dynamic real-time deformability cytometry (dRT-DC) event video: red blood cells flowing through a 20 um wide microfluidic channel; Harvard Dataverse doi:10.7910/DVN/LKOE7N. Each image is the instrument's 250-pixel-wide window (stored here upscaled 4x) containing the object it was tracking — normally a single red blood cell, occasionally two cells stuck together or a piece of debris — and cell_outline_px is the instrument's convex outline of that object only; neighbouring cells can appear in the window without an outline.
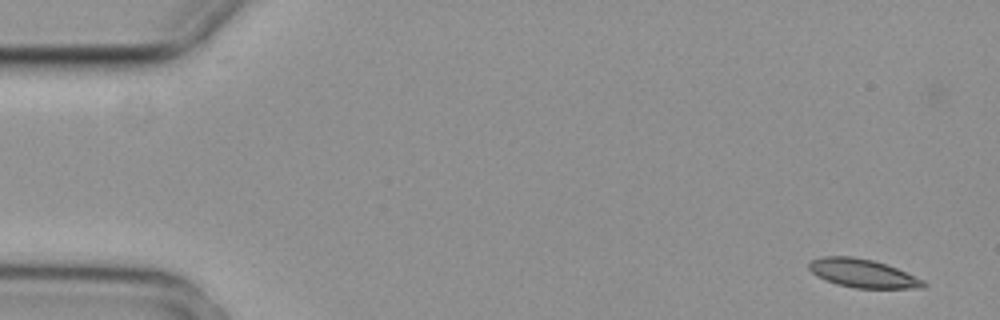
{"species": "common noctule bat (a hibernating species)", "species_latin": "Nyctalus noctula", "temperature_condition": "cold", "stored_images_in_passage": 5, "camera_frame_rate_fps": 3000, "um_per_image_px": 0.085, "animal": {"sex": "female", "body_mass_g": 29.2, "forearm_length_mm": 56.3}, "frame": {"image": 1, "passage_image": 1, "time_ms": 0.0, "image_size_px": [1000, 320], "cell_outline_px": [[928, 284], [924, 288], [856, 288], [836, 284], [816, 276], [808, 268], [808, 264], [812, 260], [820, 256], [852, 256], [872, 260], [896, 268], [924, 280]], "centroid_in_image_um": [73.32, 23.23], "position_along_channel_um": 11.7, "area_um2": 18.96}}
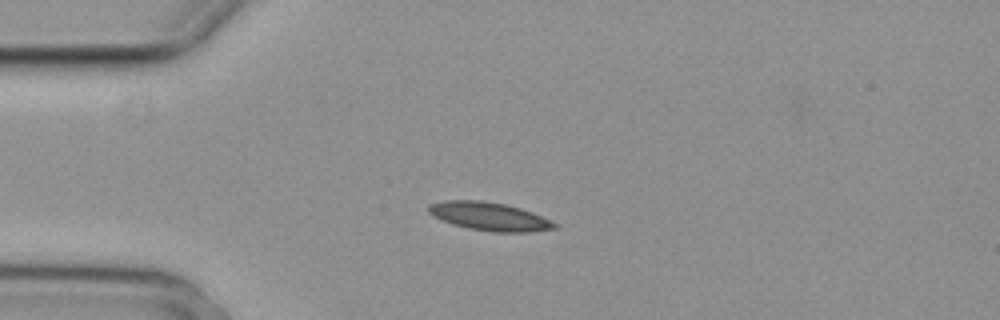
{"frame": {"image": 2, "passage_image": 4, "time_ms": 1.0, "image_size_px": [1000, 320], "cell_outline_px": [[556, 228], [528, 232], [492, 232], [468, 228], [452, 224], [440, 220], [432, 216], [428, 212], [428, 204], [444, 200], [480, 200], [504, 204], [520, 208], [532, 212], [556, 224]], "centroid_in_image_um": [41.51, 18.39], "position_along_channel_um": 43.5, "area_um2": 20.69}}